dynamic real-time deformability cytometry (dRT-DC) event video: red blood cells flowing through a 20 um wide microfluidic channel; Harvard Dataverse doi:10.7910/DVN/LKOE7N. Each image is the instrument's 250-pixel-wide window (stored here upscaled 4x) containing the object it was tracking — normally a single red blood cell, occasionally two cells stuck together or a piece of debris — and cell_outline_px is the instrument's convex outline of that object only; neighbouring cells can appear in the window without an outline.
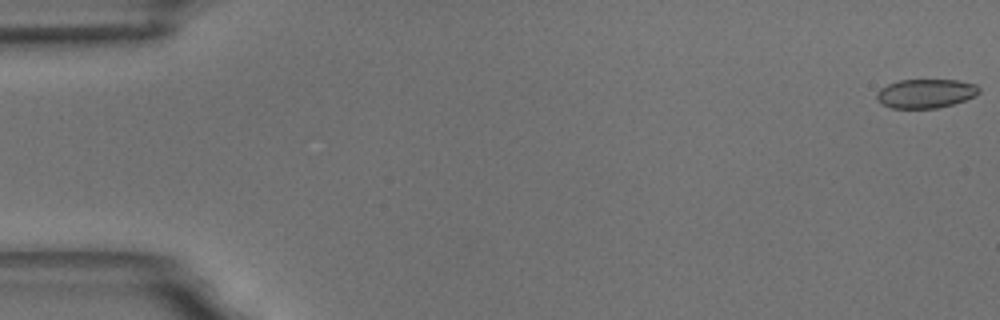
{"species": "common noctule bat (a hibernating species)", "species_latin": "Nyctalus noctula", "temperature_condition": "room temperature", "stored_images_in_passage": 16, "camera_frame_rate_fps": 3000, "um_per_image_px": 0.085, "animal": {"sex": "male", "body_mass_g": 18.8}, "frame": {"image": 1, "passage_image": 1, "time_ms": 0.0, "image_size_px": [1000, 320], "cell_outline_px": [[980, 92], [976, 96], [952, 104], [936, 108], [892, 108], [880, 104], [876, 100], [876, 92], [880, 88], [888, 84], [900, 80], [956, 80], [976, 84], [980, 88]], "centroid_in_image_um": [78.66, 7.95], "position_along_channel_um": 6.3, "area_um2": 17.4}}
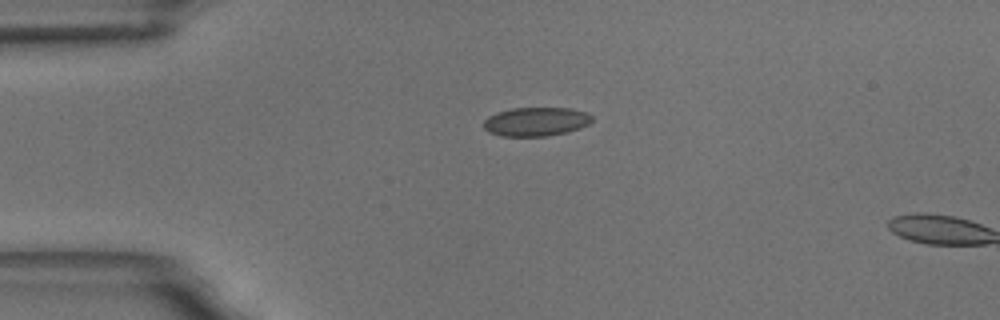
{"frame": {"image": 2, "passage_image": 14, "time_ms": 4.333, "image_size_px": [1000, 320], "cell_outline_px": [[592, 120], [588, 124], [580, 128], [568, 132], [548, 136], [500, 136], [488, 132], [484, 128], [484, 120], [488, 116], [496, 112], [512, 108], [568, 108], [588, 112], [592, 116]], "centroid_in_image_um": [45.55, 10.34], "position_along_channel_um": 39.4, "area_um2": 18.38}}